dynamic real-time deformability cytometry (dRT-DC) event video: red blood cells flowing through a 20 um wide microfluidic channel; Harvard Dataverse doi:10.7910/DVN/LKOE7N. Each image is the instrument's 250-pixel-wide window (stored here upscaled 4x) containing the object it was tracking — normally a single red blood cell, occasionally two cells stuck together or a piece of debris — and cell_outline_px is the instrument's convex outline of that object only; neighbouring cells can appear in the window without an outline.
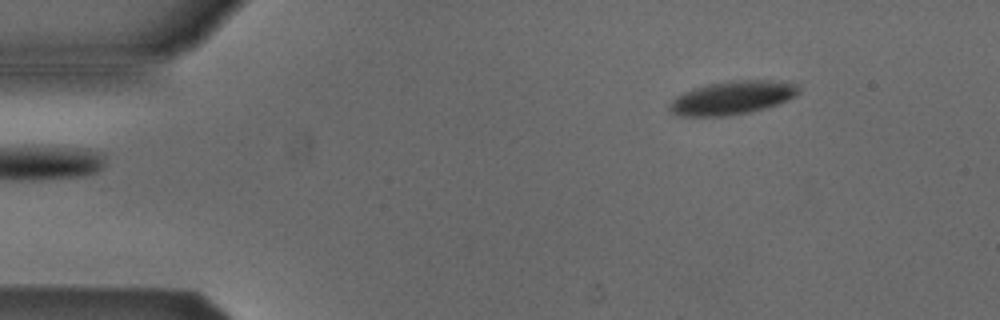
{"species": "Egyptian fruit bat (a non-hibernating species)", "species_latin": "Rousettus aegyptiacus", "temperature_condition": "cold", "stored_images_in_passage": 2, "camera_frame_rate_fps": 3000, "um_per_image_px": 0.085, "animal": {"sex": "male"}, "frame": {"image": 1, "passage_image": 2, "time_ms": 1.0, "image_size_px": [1000, 320], "cell_outline_px": [[800, 92], [796, 96], [788, 100], [764, 108], [748, 112], [728, 116], [680, 116], [672, 112], [668, 108], [672, 100], [676, 96], [692, 88], [708, 84], [728, 80], [772, 80], [796, 84], [800, 88]], "centroid_in_image_um": [62.24, 8.3], "position_along_channel_um": 22.8, "area_um2": 25.2}}